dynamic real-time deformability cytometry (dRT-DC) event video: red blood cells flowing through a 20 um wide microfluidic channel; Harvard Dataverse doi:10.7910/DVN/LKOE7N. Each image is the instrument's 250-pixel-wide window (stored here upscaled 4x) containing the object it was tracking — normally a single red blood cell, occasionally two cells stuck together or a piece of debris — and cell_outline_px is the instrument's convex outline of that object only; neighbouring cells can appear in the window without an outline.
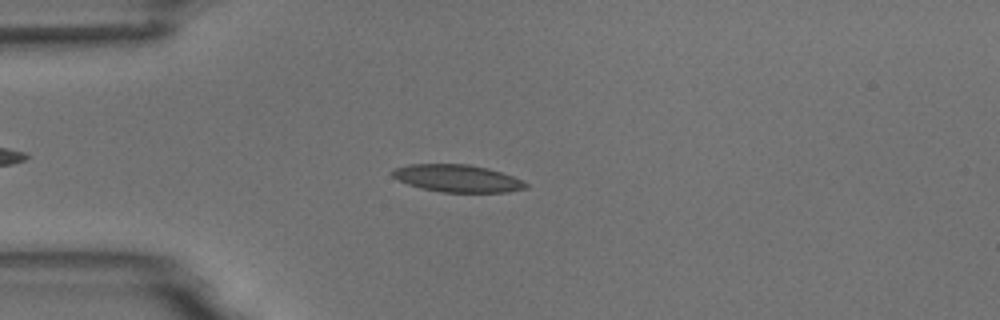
{"species": "common noctule bat (a hibernating species)", "species_latin": "Nyctalus noctula", "temperature_condition": "room temperature", "stored_images_in_passage": 4, "camera_frame_rate_fps": 3000, "um_per_image_px": 0.085, "animal": {"sex": "male", "body_mass_g": 18.8}, "frame": {"image": 1, "passage_image": 4, "time_ms": 4.333, "image_size_px": [1000, 320], "cell_outline_px": [[528, 188], [508, 192], [440, 192], [420, 188], [408, 184], [392, 176], [392, 172], [396, 168], [408, 164], [468, 164], [488, 168], [512, 176], [528, 184]], "centroid_in_image_um": [38.88, 15.16], "position_along_channel_um": 46.1, "area_um2": 21.15}}